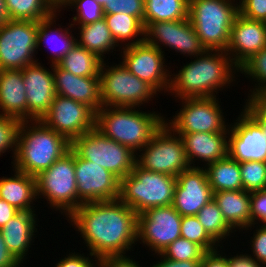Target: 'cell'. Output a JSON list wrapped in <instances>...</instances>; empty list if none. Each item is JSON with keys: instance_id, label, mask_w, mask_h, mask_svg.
<instances>
[{"instance_id": "1", "label": "cell", "mask_w": 266, "mask_h": 267, "mask_svg": "<svg viewBox=\"0 0 266 267\" xmlns=\"http://www.w3.org/2000/svg\"><path fill=\"white\" fill-rule=\"evenodd\" d=\"M67 220L80 232L91 258L125 255L136 245L138 214L120 199L83 203Z\"/></svg>"}, {"instance_id": "2", "label": "cell", "mask_w": 266, "mask_h": 267, "mask_svg": "<svg viewBox=\"0 0 266 267\" xmlns=\"http://www.w3.org/2000/svg\"><path fill=\"white\" fill-rule=\"evenodd\" d=\"M194 58V61L182 66L178 74L170 75L168 92L174 97H217L219 90L236 81L234 78L239 69L225 51L206 50Z\"/></svg>"}, {"instance_id": "3", "label": "cell", "mask_w": 266, "mask_h": 267, "mask_svg": "<svg viewBox=\"0 0 266 267\" xmlns=\"http://www.w3.org/2000/svg\"><path fill=\"white\" fill-rule=\"evenodd\" d=\"M136 109L103 106L96 112L95 128L105 137L137 154L163 125L165 117L154 111L144 112L140 108Z\"/></svg>"}, {"instance_id": "4", "label": "cell", "mask_w": 266, "mask_h": 267, "mask_svg": "<svg viewBox=\"0 0 266 267\" xmlns=\"http://www.w3.org/2000/svg\"><path fill=\"white\" fill-rule=\"evenodd\" d=\"M70 148L71 143L64 136L47 127L41 120L22 121L18 133L17 155L11 162L12 167L36 177Z\"/></svg>"}, {"instance_id": "5", "label": "cell", "mask_w": 266, "mask_h": 267, "mask_svg": "<svg viewBox=\"0 0 266 267\" xmlns=\"http://www.w3.org/2000/svg\"><path fill=\"white\" fill-rule=\"evenodd\" d=\"M237 0H189V20L206 50L226 51Z\"/></svg>"}, {"instance_id": "6", "label": "cell", "mask_w": 266, "mask_h": 267, "mask_svg": "<svg viewBox=\"0 0 266 267\" xmlns=\"http://www.w3.org/2000/svg\"><path fill=\"white\" fill-rule=\"evenodd\" d=\"M176 177L152 172L134 164L133 170L120 180L119 199L137 214L149 208L173 204Z\"/></svg>"}, {"instance_id": "7", "label": "cell", "mask_w": 266, "mask_h": 267, "mask_svg": "<svg viewBox=\"0 0 266 267\" xmlns=\"http://www.w3.org/2000/svg\"><path fill=\"white\" fill-rule=\"evenodd\" d=\"M41 196L47 198L50 207L64 213L67 218L78 208L74 151L71 148L36 176V197Z\"/></svg>"}, {"instance_id": "8", "label": "cell", "mask_w": 266, "mask_h": 267, "mask_svg": "<svg viewBox=\"0 0 266 267\" xmlns=\"http://www.w3.org/2000/svg\"><path fill=\"white\" fill-rule=\"evenodd\" d=\"M100 68L102 106L135 107L148 103L157 91L147 82L132 74L121 62Z\"/></svg>"}, {"instance_id": "9", "label": "cell", "mask_w": 266, "mask_h": 267, "mask_svg": "<svg viewBox=\"0 0 266 267\" xmlns=\"http://www.w3.org/2000/svg\"><path fill=\"white\" fill-rule=\"evenodd\" d=\"M71 149L81 158L109 170L120 180L132 172L136 155L128 147L105 137L96 128L71 142Z\"/></svg>"}, {"instance_id": "10", "label": "cell", "mask_w": 266, "mask_h": 267, "mask_svg": "<svg viewBox=\"0 0 266 267\" xmlns=\"http://www.w3.org/2000/svg\"><path fill=\"white\" fill-rule=\"evenodd\" d=\"M139 153L136 154L135 163L148 171L177 177L190 167L182 138L165 122Z\"/></svg>"}, {"instance_id": "11", "label": "cell", "mask_w": 266, "mask_h": 267, "mask_svg": "<svg viewBox=\"0 0 266 267\" xmlns=\"http://www.w3.org/2000/svg\"><path fill=\"white\" fill-rule=\"evenodd\" d=\"M182 108L171 120L165 123L175 133H221L229 132L216 97L184 98ZM169 120V121H167ZM168 122V123H167Z\"/></svg>"}, {"instance_id": "12", "label": "cell", "mask_w": 266, "mask_h": 267, "mask_svg": "<svg viewBox=\"0 0 266 267\" xmlns=\"http://www.w3.org/2000/svg\"><path fill=\"white\" fill-rule=\"evenodd\" d=\"M39 21L10 20L0 27V70L34 64Z\"/></svg>"}, {"instance_id": "13", "label": "cell", "mask_w": 266, "mask_h": 267, "mask_svg": "<svg viewBox=\"0 0 266 267\" xmlns=\"http://www.w3.org/2000/svg\"><path fill=\"white\" fill-rule=\"evenodd\" d=\"M182 216L173 205L149 208L138 214L137 241L146 244L149 250L160 254L181 237Z\"/></svg>"}, {"instance_id": "14", "label": "cell", "mask_w": 266, "mask_h": 267, "mask_svg": "<svg viewBox=\"0 0 266 267\" xmlns=\"http://www.w3.org/2000/svg\"><path fill=\"white\" fill-rule=\"evenodd\" d=\"M121 63L140 80L147 82L157 92H168L171 71L167 69L164 51L145 41L121 48ZM166 67V68H165Z\"/></svg>"}, {"instance_id": "15", "label": "cell", "mask_w": 266, "mask_h": 267, "mask_svg": "<svg viewBox=\"0 0 266 267\" xmlns=\"http://www.w3.org/2000/svg\"><path fill=\"white\" fill-rule=\"evenodd\" d=\"M40 120L71 143L95 128L96 113L85 104L56 94L50 109Z\"/></svg>"}, {"instance_id": "16", "label": "cell", "mask_w": 266, "mask_h": 267, "mask_svg": "<svg viewBox=\"0 0 266 267\" xmlns=\"http://www.w3.org/2000/svg\"><path fill=\"white\" fill-rule=\"evenodd\" d=\"M78 207L83 203L119 199L120 179L103 167L79 157L74 152Z\"/></svg>"}, {"instance_id": "17", "label": "cell", "mask_w": 266, "mask_h": 267, "mask_svg": "<svg viewBox=\"0 0 266 267\" xmlns=\"http://www.w3.org/2000/svg\"><path fill=\"white\" fill-rule=\"evenodd\" d=\"M144 41L161 51L162 46H165L190 57L199 56L206 51L189 18L149 23L144 28Z\"/></svg>"}, {"instance_id": "18", "label": "cell", "mask_w": 266, "mask_h": 267, "mask_svg": "<svg viewBox=\"0 0 266 267\" xmlns=\"http://www.w3.org/2000/svg\"><path fill=\"white\" fill-rule=\"evenodd\" d=\"M236 119L229 126L228 155L237 162H266V136L262 127L244 109Z\"/></svg>"}, {"instance_id": "19", "label": "cell", "mask_w": 266, "mask_h": 267, "mask_svg": "<svg viewBox=\"0 0 266 267\" xmlns=\"http://www.w3.org/2000/svg\"><path fill=\"white\" fill-rule=\"evenodd\" d=\"M213 199L205 168L189 167L176 177L173 207L181 216L196 215Z\"/></svg>"}, {"instance_id": "20", "label": "cell", "mask_w": 266, "mask_h": 267, "mask_svg": "<svg viewBox=\"0 0 266 267\" xmlns=\"http://www.w3.org/2000/svg\"><path fill=\"white\" fill-rule=\"evenodd\" d=\"M50 66L52 71L37 61L22 69L27 97V121L40 120L50 109L56 96L53 64Z\"/></svg>"}, {"instance_id": "21", "label": "cell", "mask_w": 266, "mask_h": 267, "mask_svg": "<svg viewBox=\"0 0 266 267\" xmlns=\"http://www.w3.org/2000/svg\"><path fill=\"white\" fill-rule=\"evenodd\" d=\"M266 48V22L237 14L230 31L226 53L239 69L248 59Z\"/></svg>"}, {"instance_id": "22", "label": "cell", "mask_w": 266, "mask_h": 267, "mask_svg": "<svg viewBox=\"0 0 266 267\" xmlns=\"http://www.w3.org/2000/svg\"><path fill=\"white\" fill-rule=\"evenodd\" d=\"M54 87L57 95L89 106L95 113L102 106L100 76L79 77L53 64Z\"/></svg>"}, {"instance_id": "23", "label": "cell", "mask_w": 266, "mask_h": 267, "mask_svg": "<svg viewBox=\"0 0 266 267\" xmlns=\"http://www.w3.org/2000/svg\"><path fill=\"white\" fill-rule=\"evenodd\" d=\"M228 133H177L183 141L185 154L190 167L196 160L205 166L228 156ZM194 162V163H193ZM193 164V165H192Z\"/></svg>"}, {"instance_id": "24", "label": "cell", "mask_w": 266, "mask_h": 267, "mask_svg": "<svg viewBox=\"0 0 266 267\" xmlns=\"http://www.w3.org/2000/svg\"><path fill=\"white\" fill-rule=\"evenodd\" d=\"M35 211H19L2 228H0L9 251L21 263L25 261L37 232ZM33 238V239H32ZM24 260V261H23Z\"/></svg>"}, {"instance_id": "25", "label": "cell", "mask_w": 266, "mask_h": 267, "mask_svg": "<svg viewBox=\"0 0 266 267\" xmlns=\"http://www.w3.org/2000/svg\"><path fill=\"white\" fill-rule=\"evenodd\" d=\"M0 115L27 121V97L22 70H0Z\"/></svg>"}, {"instance_id": "26", "label": "cell", "mask_w": 266, "mask_h": 267, "mask_svg": "<svg viewBox=\"0 0 266 267\" xmlns=\"http://www.w3.org/2000/svg\"><path fill=\"white\" fill-rule=\"evenodd\" d=\"M252 193L243 190L219 191L213 193L224 220L234 230H251L256 227L251 215ZM250 227V228H249Z\"/></svg>"}, {"instance_id": "27", "label": "cell", "mask_w": 266, "mask_h": 267, "mask_svg": "<svg viewBox=\"0 0 266 267\" xmlns=\"http://www.w3.org/2000/svg\"><path fill=\"white\" fill-rule=\"evenodd\" d=\"M14 176L0 179V199L19 211H34L32 205L36 197V177L13 168Z\"/></svg>"}, {"instance_id": "28", "label": "cell", "mask_w": 266, "mask_h": 267, "mask_svg": "<svg viewBox=\"0 0 266 267\" xmlns=\"http://www.w3.org/2000/svg\"><path fill=\"white\" fill-rule=\"evenodd\" d=\"M58 11V12H57ZM60 10L57 9L49 17L42 19L38 22V31H37V49L41 47L43 43L52 45L54 42L53 48H50L53 55H51L50 60L52 64H56L60 61L76 44V37H74L72 31L69 28H72V23L67 28H53L51 27L56 22V15H59ZM71 32V33H70ZM52 41V42H51ZM61 41V42H60ZM43 42V43H42ZM61 45V46H60ZM52 58V59H51Z\"/></svg>"}, {"instance_id": "29", "label": "cell", "mask_w": 266, "mask_h": 267, "mask_svg": "<svg viewBox=\"0 0 266 267\" xmlns=\"http://www.w3.org/2000/svg\"><path fill=\"white\" fill-rule=\"evenodd\" d=\"M78 29L80 39L77 37L76 44L96 54L102 60L105 58L104 54H109L110 50L113 52L118 47L104 18L86 25H78Z\"/></svg>"}, {"instance_id": "30", "label": "cell", "mask_w": 266, "mask_h": 267, "mask_svg": "<svg viewBox=\"0 0 266 267\" xmlns=\"http://www.w3.org/2000/svg\"><path fill=\"white\" fill-rule=\"evenodd\" d=\"M204 167L208 181L214 192L243 190L240 174V164L229 155Z\"/></svg>"}, {"instance_id": "31", "label": "cell", "mask_w": 266, "mask_h": 267, "mask_svg": "<svg viewBox=\"0 0 266 267\" xmlns=\"http://www.w3.org/2000/svg\"><path fill=\"white\" fill-rule=\"evenodd\" d=\"M104 19L116 44L120 48L122 46V48L133 46L144 41V25L137 17L125 13H113L104 14Z\"/></svg>"}, {"instance_id": "32", "label": "cell", "mask_w": 266, "mask_h": 267, "mask_svg": "<svg viewBox=\"0 0 266 267\" xmlns=\"http://www.w3.org/2000/svg\"><path fill=\"white\" fill-rule=\"evenodd\" d=\"M189 18V0H144V28L151 22Z\"/></svg>"}, {"instance_id": "33", "label": "cell", "mask_w": 266, "mask_h": 267, "mask_svg": "<svg viewBox=\"0 0 266 267\" xmlns=\"http://www.w3.org/2000/svg\"><path fill=\"white\" fill-rule=\"evenodd\" d=\"M103 60L84 47H74L56 64L79 77L100 76Z\"/></svg>"}, {"instance_id": "34", "label": "cell", "mask_w": 266, "mask_h": 267, "mask_svg": "<svg viewBox=\"0 0 266 267\" xmlns=\"http://www.w3.org/2000/svg\"><path fill=\"white\" fill-rule=\"evenodd\" d=\"M11 20L40 21L58 8L50 0H6Z\"/></svg>"}, {"instance_id": "35", "label": "cell", "mask_w": 266, "mask_h": 267, "mask_svg": "<svg viewBox=\"0 0 266 267\" xmlns=\"http://www.w3.org/2000/svg\"><path fill=\"white\" fill-rule=\"evenodd\" d=\"M199 222L208 234L219 244L235 232L224 220L218 204L212 199L196 214ZM231 233V234H230Z\"/></svg>"}, {"instance_id": "36", "label": "cell", "mask_w": 266, "mask_h": 267, "mask_svg": "<svg viewBox=\"0 0 266 267\" xmlns=\"http://www.w3.org/2000/svg\"><path fill=\"white\" fill-rule=\"evenodd\" d=\"M180 233L182 238L200 245L206 252L220 246L204 229L196 215L182 216Z\"/></svg>"}, {"instance_id": "37", "label": "cell", "mask_w": 266, "mask_h": 267, "mask_svg": "<svg viewBox=\"0 0 266 267\" xmlns=\"http://www.w3.org/2000/svg\"><path fill=\"white\" fill-rule=\"evenodd\" d=\"M243 189L247 192H262L266 189V162H239Z\"/></svg>"}, {"instance_id": "38", "label": "cell", "mask_w": 266, "mask_h": 267, "mask_svg": "<svg viewBox=\"0 0 266 267\" xmlns=\"http://www.w3.org/2000/svg\"><path fill=\"white\" fill-rule=\"evenodd\" d=\"M63 6H70L71 9H76L77 14L72 19V22H74L72 24L73 27L74 25L93 23L104 18V8L95 0H64L58 9L61 11V8H64ZM71 6L75 7L72 8Z\"/></svg>"}, {"instance_id": "39", "label": "cell", "mask_w": 266, "mask_h": 267, "mask_svg": "<svg viewBox=\"0 0 266 267\" xmlns=\"http://www.w3.org/2000/svg\"><path fill=\"white\" fill-rule=\"evenodd\" d=\"M206 251L198 244L179 237L163 251L165 258L175 261L202 260Z\"/></svg>"}, {"instance_id": "40", "label": "cell", "mask_w": 266, "mask_h": 267, "mask_svg": "<svg viewBox=\"0 0 266 267\" xmlns=\"http://www.w3.org/2000/svg\"><path fill=\"white\" fill-rule=\"evenodd\" d=\"M238 71L258 83H255L253 90L250 89L249 92L266 90V48L248 59Z\"/></svg>"}, {"instance_id": "41", "label": "cell", "mask_w": 266, "mask_h": 267, "mask_svg": "<svg viewBox=\"0 0 266 267\" xmlns=\"http://www.w3.org/2000/svg\"><path fill=\"white\" fill-rule=\"evenodd\" d=\"M22 121L10 116L0 115V156L12 150L13 159L17 155L18 133Z\"/></svg>"}, {"instance_id": "42", "label": "cell", "mask_w": 266, "mask_h": 267, "mask_svg": "<svg viewBox=\"0 0 266 267\" xmlns=\"http://www.w3.org/2000/svg\"><path fill=\"white\" fill-rule=\"evenodd\" d=\"M103 8L104 14L125 13L137 17L143 23L144 0H113Z\"/></svg>"}, {"instance_id": "43", "label": "cell", "mask_w": 266, "mask_h": 267, "mask_svg": "<svg viewBox=\"0 0 266 267\" xmlns=\"http://www.w3.org/2000/svg\"><path fill=\"white\" fill-rule=\"evenodd\" d=\"M247 99L243 109L258 124L266 125V90L249 93Z\"/></svg>"}, {"instance_id": "44", "label": "cell", "mask_w": 266, "mask_h": 267, "mask_svg": "<svg viewBox=\"0 0 266 267\" xmlns=\"http://www.w3.org/2000/svg\"><path fill=\"white\" fill-rule=\"evenodd\" d=\"M238 10L245 18L266 22V0H239Z\"/></svg>"}, {"instance_id": "45", "label": "cell", "mask_w": 266, "mask_h": 267, "mask_svg": "<svg viewBox=\"0 0 266 267\" xmlns=\"http://www.w3.org/2000/svg\"><path fill=\"white\" fill-rule=\"evenodd\" d=\"M250 240L248 243L252 247V258L263 267H266V225L259 224Z\"/></svg>"}, {"instance_id": "46", "label": "cell", "mask_w": 266, "mask_h": 267, "mask_svg": "<svg viewBox=\"0 0 266 267\" xmlns=\"http://www.w3.org/2000/svg\"><path fill=\"white\" fill-rule=\"evenodd\" d=\"M251 215L254 225L259 223L266 225V189L262 192L252 193Z\"/></svg>"}, {"instance_id": "47", "label": "cell", "mask_w": 266, "mask_h": 267, "mask_svg": "<svg viewBox=\"0 0 266 267\" xmlns=\"http://www.w3.org/2000/svg\"><path fill=\"white\" fill-rule=\"evenodd\" d=\"M66 256L67 257H64V259H60L54 267H94L97 264L95 263L97 261L96 258H93V260L89 256L85 257L83 253L81 255L71 252Z\"/></svg>"}, {"instance_id": "48", "label": "cell", "mask_w": 266, "mask_h": 267, "mask_svg": "<svg viewBox=\"0 0 266 267\" xmlns=\"http://www.w3.org/2000/svg\"><path fill=\"white\" fill-rule=\"evenodd\" d=\"M96 263L98 267H142L129 255L105 256L97 259Z\"/></svg>"}, {"instance_id": "49", "label": "cell", "mask_w": 266, "mask_h": 267, "mask_svg": "<svg viewBox=\"0 0 266 267\" xmlns=\"http://www.w3.org/2000/svg\"><path fill=\"white\" fill-rule=\"evenodd\" d=\"M218 249L208 251L204 254L200 267H229L227 256L220 254Z\"/></svg>"}, {"instance_id": "50", "label": "cell", "mask_w": 266, "mask_h": 267, "mask_svg": "<svg viewBox=\"0 0 266 267\" xmlns=\"http://www.w3.org/2000/svg\"><path fill=\"white\" fill-rule=\"evenodd\" d=\"M22 265L9 251L0 230V267H20Z\"/></svg>"}, {"instance_id": "51", "label": "cell", "mask_w": 266, "mask_h": 267, "mask_svg": "<svg viewBox=\"0 0 266 267\" xmlns=\"http://www.w3.org/2000/svg\"><path fill=\"white\" fill-rule=\"evenodd\" d=\"M157 256L161 257L160 261H156L150 267H200L201 264V260L175 261L165 258L161 253L157 254Z\"/></svg>"}, {"instance_id": "52", "label": "cell", "mask_w": 266, "mask_h": 267, "mask_svg": "<svg viewBox=\"0 0 266 267\" xmlns=\"http://www.w3.org/2000/svg\"><path fill=\"white\" fill-rule=\"evenodd\" d=\"M229 257H227L229 267H263L252 258L251 254H237L234 257Z\"/></svg>"}, {"instance_id": "53", "label": "cell", "mask_w": 266, "mask_h": 267, "mask_svg": "<svg viewBox=\"0 0 266 267\" xmlns=\"http://www.w3.org/2000/svg\"><path fill=\"white\" fill-rule=\"evenodd\" d=\"M19 210L0 199V228H2L12 217L18 214Z\"/></svg>"}, {"instance_id": "54", "label": "cell", "mask_w": 266, "mask_h": 267, "mask_svg": "<svg viewBox=\"0 0 266 267\" xmlns=\"http://www.w3.org/2000/svg\"><path fill=\"white\" fill-rule=\"evenodd\" d=\"M6 0H0V27L10 21Z\"/></svg>"}, {"instance_id": "55", "label": "cell", "mask_w": 266, "mask_h": 267, "mask_svg": "<svg viewBox=\"0 0 266 267\" xmlns=\"http://www.w3.org/2000/svg\"><path fill=\"white\" fill-rule=\"evenodd\" d=\"M57 8L60 7L64 0H50Z\"/></svg>"}, {"instance_id": "56", "label": "cell", "mask_w": 266, "mask_h": 267, "mask_svg": "<svg viewBox=\"0 0 266 267\" xmlns=\"http://www.w3.org/2000/svg\"><path fill=\"white\" fill-rule=\"evenodd\" d=\"M96 2L100 3L103 7L108 3L113 0H95Z\"/></svg>"}, {"instance_id": "57", "label": "cell", "mask_w": 266, "mask_h": 267, "mask_svg": "<svg viewBox=\"0 0 266 267\" xmlns=\"http://www.w3.org/2000/svg\"><path fill=\"white\" fill-rule=\"evenodd\" d=\"M262 127L263 133L266 136V125L264 124H259Z\"/></svg>"}]
</instances>
